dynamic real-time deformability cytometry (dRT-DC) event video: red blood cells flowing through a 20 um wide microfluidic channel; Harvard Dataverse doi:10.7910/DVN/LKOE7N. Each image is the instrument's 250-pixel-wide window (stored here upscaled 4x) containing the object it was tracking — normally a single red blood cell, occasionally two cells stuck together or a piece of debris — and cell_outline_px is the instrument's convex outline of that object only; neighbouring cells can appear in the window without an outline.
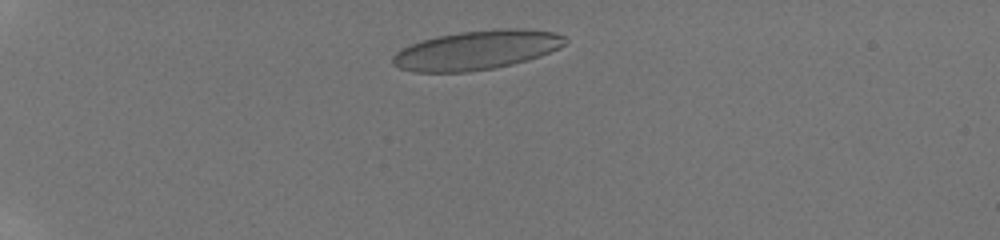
{"species": "human", "species_latin": "Homo sapiens", "temperature_condition": "room temperature", "stored_images_in_passage": 17, "camera_frame_rate_fps": 3000, "um_per_image_px": 0.085, "donor": {"sex": "male"}, "frame": {"image": 1, "passage_image": 6, "time_ms": 1.667, "image_size_px": [1000, 240], "cell_outline_px": [[568, 40], [560, 48], [540, 56], [512, 64], [492, 68], [468, 72], [412, 72], [400, 68], [392, 64], [392, 56], [396, 52], [412, 44], [436, 36], [460, 32], [500, 28], [520, 28], [552, 32], [564, 36]], "centroid_in_image_um": [40.52, 4.26], "position_along_channel_um": 44.5, "area_um2": 39.25}}
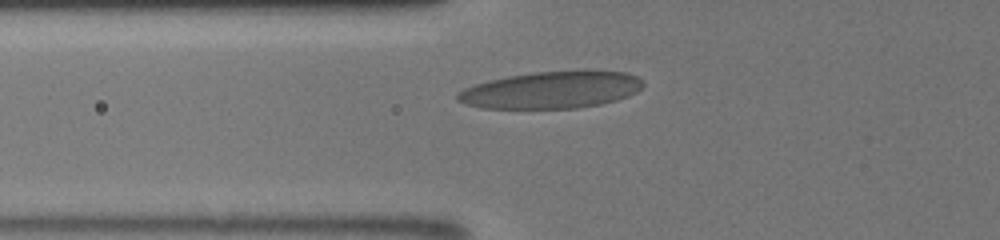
{"frame": {"image": 2, "passage_image": 13, "time_ms": 4.0, "image_size_px": [1000, 240], "cell_outline_px": [[644, 84], [636, 92], [628, 96], [616, 100], [600, 104], [576, 108], [480, 108], [464, 104], [456, 100], [456, 92], [464, 88], [476, 84], [508, 76], [536, 72], [628, 72], [644, 80]], "centroid_in_image_um": [46.83, 7.67], "position_along_channel_um": 79.0, "area_um2": 39.48}}
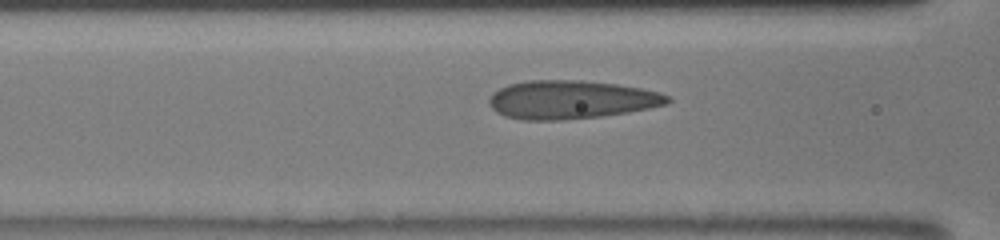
{"frame": {"image": 3, "passage_image": 16, "time_ms": 5.0, "image_size_px": [1000, 240], "cell_outline_px": [[672, 100], [668, 104], [628, 112], [600, 116], [560, 120], [524, 120], [504, 116], [496, 112], [488, 104], [488, 100], [500, 88], [508, 84], [528, 80], [580, 80], [616, 84], [640, 88], [660, 92], [668, 96]], "centroid_in_image_um": [48.54, 8.47], "position_along_channel_um": 118.1, "area_um2": 39.88}}